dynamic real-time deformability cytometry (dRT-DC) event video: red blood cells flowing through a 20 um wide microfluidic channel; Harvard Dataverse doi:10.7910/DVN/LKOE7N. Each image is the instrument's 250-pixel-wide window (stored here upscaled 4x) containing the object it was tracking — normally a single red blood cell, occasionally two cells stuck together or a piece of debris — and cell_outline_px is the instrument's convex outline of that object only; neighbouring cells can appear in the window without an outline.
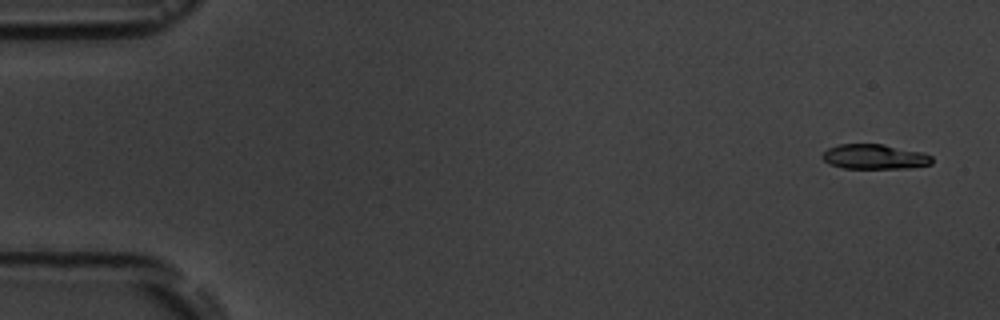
{"species": "common noctule bat (a hibernating species)", "species_latin": "Nyctalus noctula", "temperature_condition": "room temperature", "stored_images_in_passage": 4, "camera_frame_rate_fps": 3000, "um_per_image_px": 0.085, "animal": {"sex": "male", "body_mass_g": 19.5, "forearm_length_mm": 54.6}, "frame": {"image": 1, "passage_image": 1, "time_ms": 0.0, "image_size_px": [1000, 320], "cell_outline_px": [[932, 164], [908, 168], [844, 168], [828, 164], [820, 156], [828, 148], [840, 144], [884, 144], [924, 152], [932, 156]], "centroid_in_image_um": [74.35, 13.32], "position_along_channel_um": 10.7, "area_um2": 16.01}}